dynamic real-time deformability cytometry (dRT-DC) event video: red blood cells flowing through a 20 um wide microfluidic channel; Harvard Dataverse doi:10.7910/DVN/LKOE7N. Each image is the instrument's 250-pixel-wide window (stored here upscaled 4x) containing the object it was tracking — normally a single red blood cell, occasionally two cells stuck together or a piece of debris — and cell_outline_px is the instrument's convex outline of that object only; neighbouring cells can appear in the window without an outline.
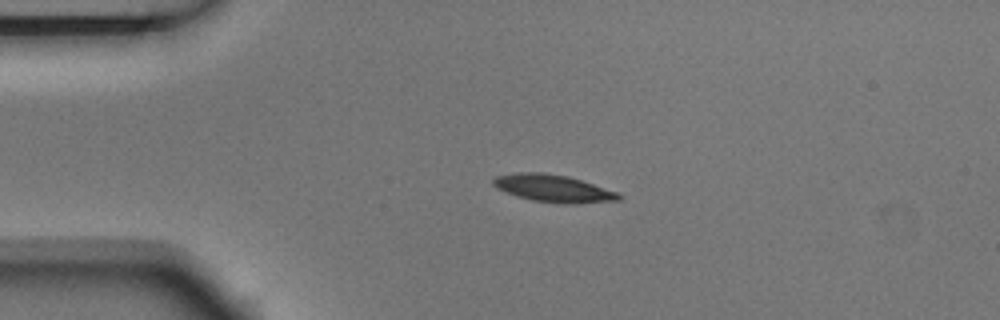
{"species": "Egyptian fruit bat (a non-hibernating species)", "species_latin": "Rousettus aegyptiacus", "temperature_condition": "room temperature", "stored_images_in_passage": 4, "camera_frame_rate_fps": 3000, "um_per_image_px": 0.085, "animal": {"sex": "male"}, "frame": {"image": 1, "passage_image": 3, "time_ms": 0.667, "image_size_px": [1000, 320], "cell_outline_px": [[624, 196], [620, 200], [572, 204], [564, 204], [532, 200], [516, 196], [496, 188], [492, 184], [492, 180], [496, 176], [516, 172], [544, 172], [568, 176], [620, 192]], "centroid_in_image_um": [47.06, 16.01], "position_along_channel_um": 37.9, "area_um2": 20.29}}